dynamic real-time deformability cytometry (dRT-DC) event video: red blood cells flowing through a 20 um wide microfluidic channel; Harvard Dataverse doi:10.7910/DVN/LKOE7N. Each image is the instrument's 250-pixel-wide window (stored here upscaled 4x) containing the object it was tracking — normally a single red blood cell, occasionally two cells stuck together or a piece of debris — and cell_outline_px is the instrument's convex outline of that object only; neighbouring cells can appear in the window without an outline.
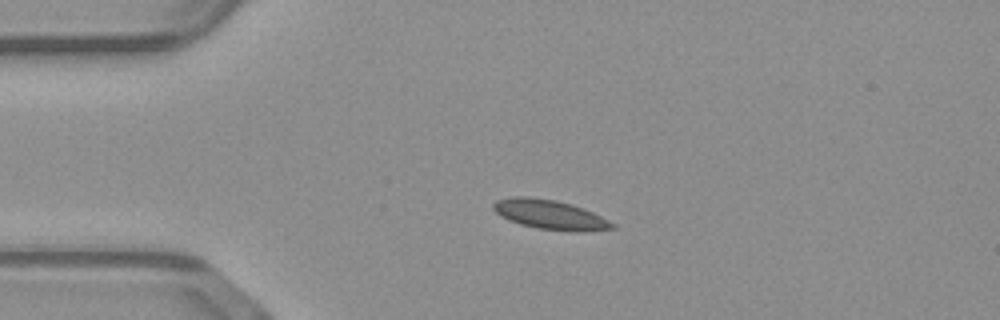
{"species": "common noctule bat (a hibernating species)", "species_latin": "Nyctalus noctula", "temperature_condition": "warm", "stored_images_in_passage": 40, "camera_frame_rate_fps": 3000, "um_per_image_px": 0.085, "animal": {"sex": "male", "body_mass_g": 23.1, "forearm_length_mm": 52.7}, "frame": {"image": 1, "passage_image": 1, "time_ms": 0.0, "image_size_px": [1000, 320], "cell_outline_px": [[616, 228], [580, 232], [572, 232], [540, 228], [520, 224], [508, 220], [500, 216], [492, 208], [492, 204], [496, 200], [512, 196], [528, 196], [556, 200], [572, 204], [592, 212], [616, 224]], "centroid_in_image_um": [46.73, 18.24], "position_along_channel_um": 38.3, "area_um2": 20.52}}
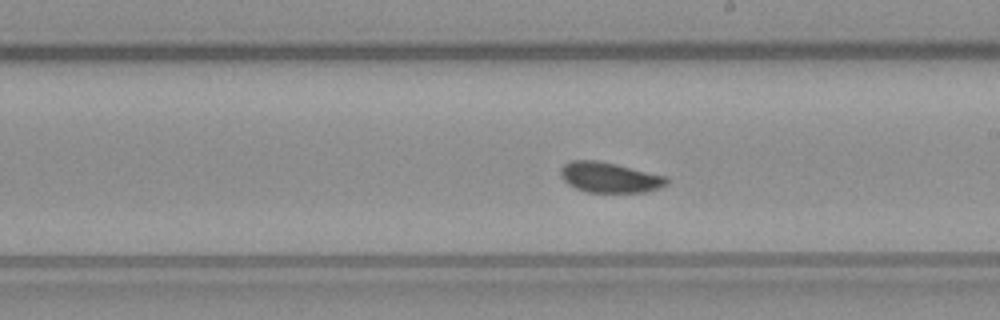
{"frame": {"image": 2, "passage_image": 18, "time_ms": 5.667, "image_size_px": [1000, 320], "cell_outline_px": [[668, 184], [660, 188], [648, 192], [588, 192], [576, 188], [568, 184], [560, 176], [560, 168], [564, 164], [572, 160], [596, 160], [616, 164], [668, 176]], "centroid_in_image_um": [51.84, 15.08], "position_along_channel_um": 237.2, "area_um2": 18.9}}
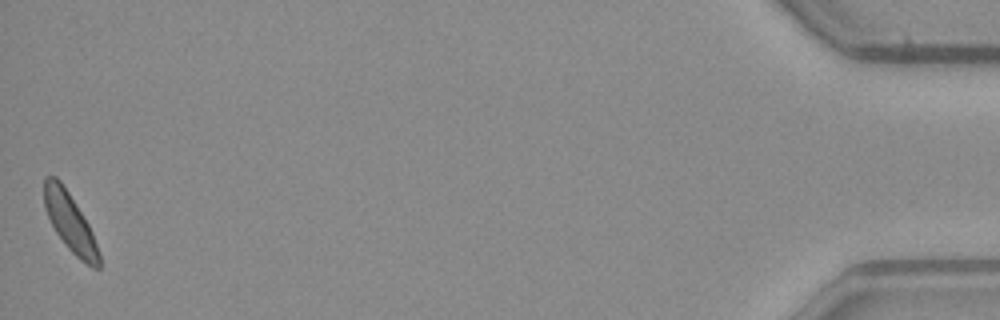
{"frame": {"image": 3, "passage_image": 40, "time_ms": 13.0, "image_size_px": [1000, 320], "cell_outline_px": [[100, 268], [92, 268], [80, 260], [64, 244], [56, 232], [44, 208], [44, 176], [56, 176], [60, 180], [68, 192], [88, 224], [92, 232], [100, 252]], "centroid_in_image_um": [5.95, 18.92], "position_along_channel_um": 429.2, "area_um2": 18.55}, "authors_computed_cell_mechanics": {"area_um2": 18.8717, "velocity_mm_per_s": 4.0523, "shape_relaxation_time_tau1_ms": 10.8481, "shape_relaxation_time_tau2_ms": null, "deformation_change_tau1": 0.1806, "deformation_change_tau2": null}}